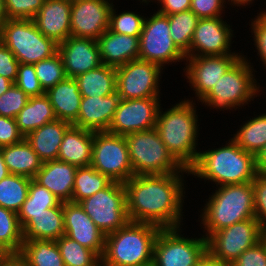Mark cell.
<instances>
[{
    "mask_svg": "<svg viewBox=\"0 0 266 266\" xmlns=\"http://www.w3.org/2000/svg\"><path fill=\"white\" fill-rule=\"evenodd\" d=\"M24 241L58 240L65 233L63 202L40 214H30V220L22 227Z\"/></svg>",
    "mask_w": 266,
    "mask_h": 266,
    "instance_id": "484cf974",
    "label": "cell"
},
{
    "mask_svg": "<svg viewBox=\"0 0 266 266\" xmlns=\"http://www.w3.org/2000/svg\"><path fill=\"white\" fill-rule=\"evenodd\" d=\"M230 140L221 148L199 151L190 174L215 182L216 187L252 182L258 173L255 155Z\"/></svg>",
    "mask_w": 266,
    "mask_h": 266,
    "instance_id": "7a4b0ae2",
    "label": "cell"
},
{
    "mask_svg": "<svg viewBox=\"0 0 266 266\" xmlns=\"http://www.w3.org/2000/svg\"><path fill=\"white\" fill-rule=\"evenodd\" d=\"M229 1H231V3H232V5H235L236 6V4H237V7L238 6H241V5H248V4H250L252 1H254V0H228V2Z\"/></svg>",
    "mask_w": 266,
    "mask_h": 266,
    "instance_id": "91938a15",
    "label": "cell"
},
{
    "mask_svg": "<svg viewBox=\"0 0 266 266\" xmlns=\"http://www.w3.org/2000/svg\"><path fill=\"white\" fill-rule=\"evenodd\" d=\"M180 230V227L160 230L154 243L153 266H195L207 252L204 236L185 238Z\"/></svg>",
    "mask_w": 266,
    "mask_h": 266,
    "instance_id": "8fae6325",
    "label": "cell"
},
{
    "mask_svg": "<svg viewBox=\"0 0 266 266\" xmlns=\"http://www.w3.org/2000/svg\"><path fill=\"white\" fill-rule=\"evenodd\" d=\"M67 77L76 78L102 65L97 40L69 36L58 44Z\"/></svg>",
    "mask_w": 266,
    "mask_h": 266,
    "instance_id": "ffe728a7",
    "label": "cell"
},
{
    "mask_svg": "<svg viewBox=\"0 0 266 266\" xmlns=\"http://www.w3.org/2000/svg\"><path fill=\"white\" fill-rule=\"evenodd\" d=\"M91 166L111 181L125 183L133 177L125 136L93 132Z\"/></svg>",
    "mask_w": 266,
    "mask_h": 266,
    "instance_id": "30bf717a",
    "label": "cell"
},
{
    "mask_svg": "<svg viewBox=\"0 0 266 266\" xmlns=\"http://www.w3.org/2000/svg\"><path fill=\"white\" fill-rule=\"evenodd\" d=\"M0 149L10 174L33 179L42 166L43 162L25 138L19 143Z\"/></svg>",
    "mask_w": 266,
    "mask_h": 266,
    "instance_id": "f1b7e54d",
    "label": "cell"
},
{
    "mask_svg": "<svg viewBox=\"0 0 266 266\" xmlns=\"http://www.w3.org/2000/svg\"><path fill=\"white\" fill-rule=\"evenodd\" d=\"M195 266H228L206 252Z\"/></svg>",
    "mask_w": 266,
    "mask_h": 266,
    "instance_id": "db71d44e",
    "label": "cell"
},
{
    "mask_svg": "<svg viewBox=\"0 0 266 266\" xmlns=\"http://www.w3.org/2000/svg\"><path fill=\"white\" fill-rule=\"evenodd\" d=\"M7 254H0V265L1 263L5 260V258L7 257Z\"/></svg>",
    "mask_w": 266,
    "mask_h": 266,
    "instance_id": "6125c7cd",
    "label": "cell"
},
{
    "mask_svg": "<svg viewBox=\"0 0 266 266\" xmlns=\"http://www.w3.org/2000/svg\"><path fill=\"white\" fill-rule=\"evenodd\" d=\"M77 168L75 165L59 160L47 161L42 163L33 179L47 188L61 202H72Z\"/></svg>",
    "mask_w": 266,
    "mask_h": 266,
    "instance_id": "cb8c5ba5",
    "label": "cell"
},
{
    "mask_svg": "<svg viewBox=\"0 0 266 266\" xmlns=\"http://www.w3.org/2000/svg\"><path fill=\"white\" fill-rule=\"evenodd\" d=\"M45 0H5L8 19H30L39 12Z\"/></svg>",
    "mask_w": 266,
    "mask_h": 266,
    "instance_id": "ee69618b",
    "label": "cell"
},
{
    "mask_svg": "<svg viewBox=\"0 0 266 266\" xmlns=\"http://www.w3.org/2000/svg\"><path fill=\"white\" fill-rule=\"evenodd\" d=\"M110 0H72L71 36L97 40L109 29Z\"/></svg>",
    "mask_w": 266,
    "mask_h": 266,
    "instance_id": "2e32d148",
    "label": "cell"
},
{
    "mask_svg": "<svg viewBox=\"0 0 266 266\" xmlns=\"http://www.w3.org/2000/svg\"><path fill=\"white\" fill-rule=\"evenodd\" d=\"M31 179L9 174L0 181V206L18 213L25 202Z\"/></svg>",
    "mask_w": 266,
    "mask_h": 266,
    "instance_id": "8d00e7d4",
    "label": "cell"
},
{
    "mask_svg": "<svg viewBox=\"0 0 266 266\" xmlns=\"http://www.w3.org/2000/svg\"><path fill=\"white\" fill-rule=\"evenodd\" d=\"M19 132L25 138L33 130L56 120L49 97H29L24 108L15 117Z\"/></svg>",
    "mask_w": 266,
    "mask_h": 266,
    "instance_id": "f546056e",
    "label": "cell"
},
{
    "mask_svg": "<svg viewBox=\"0 0 266 266\" xmlns=\"http://www.w3.org/2000/svg\"><path fill=\"white\" fill-rule=\"evenodd\" d=\"M10 174L6 164L4 163L3 155L0 149V181Z\"/></svg>",
    "mask_w": 266,
    "mask_h": 266,
    "instance_id": "6f0895ef",
    "label": "cell"
},
{
    "mask_svg": "<svg viewBox=\"0 0 266 266\" xmlns=\"http://www.w3.org/2000/svg\"><path fill=\"white\" fill-rule=\"evenodd\" d=\"M24 139L19 132L15 118L0 115V148L21 142Z\"/></svg>",
    "mask_w": 266,
    "mask_h": 266,
    "instance_id": "c3c4849f",
    "label": "cell"
},
{
    "mask_svg": "<svg viewBox=\"0 0 266 266\" xmlns=\"http://www.w3.org/2000/svg\"><path fill=\"white\" fill-rule=\"evenodd\" d=\"M162 67L136 59L116 68V92L120 99L160 98Z\"/></svg>",
    "mask_w": 266,
    "mask_h": 266,
    "instance_id": "5bb4252c",
    "label": "cell"
},
{
    "mask_svg": "<svg viewBox=\"0 0 266 266\" xmlns=\"http://www.w3.org/2000/svg\"><path fill=\"white\" fill-rule=\"evenodd\" d=\"M230 266H266V247L259 241L244 251Z\"/></svg>",
    "mask_w": 266,
    "mask_h": 266,
    "instance_id": "bcb514c9",
    "label": "cell"
},
{
    "mask_svg": "<svg viewBox=\"0 0 266 266\" xmlns=\"http://www.w3.org/2000/svg\"><path fill=\"white\" fill-rule=\"evenodd\" d=\"M27 266H65L56 241H24L18 254Z\"/></svg>",
    "mask_w": 266,
    "mask_h": 266,
    "instance_id": "1f68e13d",
    "label": "cell"
},
{
    "mask_svg": "<svg viewBox=\"0 0 266 266\" xmlns=\"http://www.w3.org/2000/svg\"><path fill=\"white\" fill-rule=\"evenodd\" d=\"M261 229L256 219L234 223L206 238L207 252L230 266L244 251L261 241Z\"/></svg>",
    "mask_w": 266,
    "mask_h": 266,
    "instance_id": "7c38bea8",
    "label": "cell"
},
{
    "mask_svg": "<svg viewBox=\"0 0 266 266\" xmlns=\"http://www.w3.org/2000/svg\"><path fill=\"white\" fill-rule=\"evenodd\" d=\"M0 41L23 64L37 63L58 52V44L44 36L30 19H8L0 27Z\"/></svg>",
    "mask_w": 266,
    "mask_h": 266,
    "instance_id": "ba28073f",
    "label": "cell"
},
{
    "mask_svg": "<svg viewBox=\"0 0 266 266\" xmlns=\"http://www.w3.org/2000/svg\"><path fill=\"white\" fill-rule=\"evenodd\" d=\"M14 83L3 76H0V96L5 93Z\"/></svg>",
    "mask_w": 266,
    "mask_h": 266,
    "instance_id": "9f6ffc18",
    "label": "cell"
},
{
    "mask_svg": "<svg viewBox=\"0 0 266 266\" xmlns=\"http://www.w3.org/2000/svg\"><path fill=\"white\" fill-rule=\"evenodd\" d=\"M111 182L106 175L95 170L91 165L78 167L75 174L72 202L79 203L83 199L103 190Z\"/></svg>",
    "mask_w": 266,
    "mask_h": 266,
    "instance_id": "d590c367",
    "label": "cell"
},
{
    "mask_svg": "<svg viewBox=\"0 0 266 266\" xmlns=\"http://www.w3.org/2000/svg\"><path fill=\"white\" fill-rule=\"evenodd\" d=\"M33 65L39 83L45 92L67 78L64 63L59 52Z\"/></svg>",
    "mask_w": 266,
    "mask_h": 266,
    "instance_id": "ab89813d",
    "label": "cell"
},
{
    "mask_svg": "<svg viewBox=\"0 0 266 266\" xmlns=\"http://www.w3.org/2000/svg\"><path fill=\"white\" fill-rule=\"evenodd\" d=\"M161 3V8L157 11L163 15H171L190 10L191 0H156Z\"/></svg>",
    "mask_w": 266,
    "mask_h": 266,
    "instance_id": "816d5d0a",
    "label": "cell"
},
{
    "mask_svg": "<svg viewBox=\"0 0 266 266\" xmlns=\"http://www.w3.org/2000/svg\"><path fill=\"white\" fill-rule=\"evenodd\" d=\"M241 56L242 54L186 57L188 65L185 68V76L191 88H194L192 90L195 91L196 97L201 101Z\"/></svg>",
    "mask_w": 266,
    "mask_h": 266,
    "instance_id": "e0dca14e",
    "label": "cell"
},
{
    "mask_svg": "<svg viewBox=\"0 0 266 266\" xmlns=\"http://www.w3.org/2000/svg\"><path fill=\"white\" fill-rule=\"evenodd\" d=\"M29 97L15 84L0 96V115L15 118L24 108Z\"/></svg>",
    "mask_w": 266,
    "mask_h": 266,
    "instance_id": "b9f144b4",
    "label": "cell"
},
{
    "mask_svg": "<svg viewBox=\"0 0 266 266\" xmlns=\"http://www.w3.org/2000/svg\"><path fill=\"white\" fill-rule=\"evenodd\" d=\"M141 1V0H140ZM148 1L149 0H142V2H144V3H147L148 4ZM152 1V0H151Z\"/></svg>",
    "mask_w": 266,
    "mask_h": 266,
    "instance_id": "be15d7a7",
    "label": "cell"
},
{
    "mask_svg": "<svg viewBox=\"0 0 266 266\" xmlns=\"http://www.w3.org/2000/svg\"><path fill=\"white\" fill-rule=\"evenodd\" d=\"M134 175L188 173L169 152L156 128L125 135Z\"/></svg>",
    "mask_w": 266,
    "mask_h": 266,
    "instance_id": "8992f818",
    "label": "cell"
},
{
    "mask_svg": "<svg viewBox=\"0 0 266 266\" xmlns=\"http://www.w3.org/2000/svg\"><path fill=\"white\" fill-rule=\"evenodd\" d=\"M232 31L221 17L199 19L185 57L239 54L230 51Z\"/></svg>",
    "mask_w": 266,
    "mask_h": 266,
    "instance_id": "ac0fdd59",
    "label": "cell"
},
{
    "mask_svg": "<svg viewBox=\"0 0 266 266\" xmlns=\"http://www.w3.org/2000/svg\"><path fill=\"white\" fill-rule=\"evenodd\" d=\"M92 146L93 131L71 125L64 134L57 160L76 167L90 166Z\"/></svg>",
    "mask_w": 266,
    "mask_h": 266,
    "instance_id": "d4e9b609",
    "label": "cell"
},
{
    "mask_svg": "<svg viewBox=\"0 0 266 266\" xmlns=\"http://www.w3.org/2000/svg\"><path fill=\"white\" fill-rule=\"evenodd\" d=\"M0 266H27L18 255H8Z\"/></svg>",
    "mask_w": 266,
    "mask_h": 266,
    "instance_id": "11a10c76",
    "label": "cell"
},
{
    "mask_svg": "<svg viewBox=\"0 0 266 266\" xmlns=\"http://www.w3.org/2000/svg\"><path fill=\"white\" fill-rule=\"evenodd\" d=\"M28 97L41 96L45 91L41 87L33 64L20 63L14 82Z\"/></svg>",
    "mask_w": 266,
    "mask_h": 266,
    "instance_id": "7bdbcfd3",
    "label": "cell"
},
{
    "mask_svg": "<svg viewBox=\"0 0 266 266\" xmlns=\"http://www.w3.org/2000/svg\"><path fill=\"white\" fill-rule=\"evenodd\" d=\"M120 100L117 92L105 97H82L78 118L72 125L93 132L107 131Z\"/></svg>",
    "mask_w": 266,
    "mask_h": 266,
    "instance_id": "7402d4cb",
    "label": "cell"
},
{
    "mask_svg": "<svg viewBox=\"0 0 266 266\" xmlns=\"http://www.w3.org/2000/svg\"><path fill=\"white\" fill-rule=\"evenodd\" d=\"M261 241L266 247V227L261 229Z\"/></svg>",
    "mask_w": 266,
    "mask_h": 266,
    "instance_id": "94428289",
    "label": "cell"
},
{
    "mask_svg": "<svg viewBox=\"0 0 266 266\" xmlns=\"http://www.w3.org/2000/svg\"><path fill=\"white\" fill-rule=\"evenodd\" d=\"M160 98L121 99L107 132L125 136L156 127Z\"/></svg>",
    "mask_w": 266,
    "mask_h": 266,
    "instance_id": "9a60e30c",
    "label": "cell"
},
{
    "mask_svg": "<svg viewBox=\"0 0 266 266\" xmlns=\"http://www.w3.org/2000/svg\"><path fill=\"white\" fill-rule=\"evenodd\" d=\"M231 139L243 150L256 156L266 145V113L250 118Z\"/></svg>",
    "mask_w": 266,
    "mask_h": 266,
    "instance_id": "836d02e7",
    "label": "cell"
},
{
    "mask_svg": "<svg viewBox=\"0 0 266 266\" xmlns=\"http://www.w3.org/2000/svg\"><path fill=\"white\" fill-rule=\"evenodd\" d=\"M199 19L191 10L168 15L170 36L184 55L189 52L194 30Z\"/></svg>",
    "mask_w": 266,
    "mask_h": 266,
    "instance_id": "74e56055",
    "label": "cell"
},
{
    "mask_svg": "<svg viewBox=\"0 0 266 266\" xmlns=\"http://www.w3.org/2000/svg\"><path fill=\"white\" fill-rule=\"evenodd\" d=\"M219 187V188H218ZM202 209L205 238L225 227L247 219H255L252 182L217 186Z\"/></svg>",
    "mask_w": 266,
    "mask_h": 266,
    "instance_id": "5b68a950",
    "label": "cell"
},
{
    "mask_svg": "<svg viewBox=\"0 0 266 266\" xmlns=\"http://www.w3.org/2000/svg\"><path fill=\"white\" fill-rule=\"evenodd\" d=\"M71 5L72 0H45L32 20L44 36L60 44L71 36Z\"/></svg>",
    "mask_w": 266,
    "mask_h": 266,
    "instance_id": "44dd1931",
    "label": "cell"
},
{
    "mask_svg": "<svg viewBox=\"0 0 266 266\" xmlns=\"http://www.w3.org/2000/svg\"><path fill=\"white\" fill-rule=\"evenodd\" d=\"M194 105L193 100L188 99L163 113L160 107L155 127L169 152L188 170L195 164L199 154L196 149L199 125Z\"/></svg>",
    "mask_w": 266,
    "mask_h": 266,
    "instance_id": "3957f363",
    "label": "cell"
},
{
    "mask_svg": "<svg viewBox=\"0 0 266 266\" xmlns=\"http://www.w3.org/2000/svg\"><path fill=\"white\" fill-rule=\"evenodd\" d=\"M225 0H191L190 10L200 19L222 17ZM222 11V12H221Z\"/></svg>",
    "mask_w": 266,
    "mask_h": 266,
    "instance_id": "7dc6e473",
    "label": "cell"
},
{
    "mask_svg": "<svg viewBox=\"0 0 266 266\" xmlns=\"http://www.w3.org/2000/svg\"><path fill=\"white\" fill-rule=\"evenodd\" d=\"M115 10L112 6L109 29L118 34L140 36L145 18L131 11H124L118 15Z\"/></svg>",
    "mask_w": 266,
    "mask_h": 266,
    "instance_id": "60d3db41",
    "label": "cell"
},
{
    "mask_svg": "<svg viewBox=\"0 0 266 266\" xmlns=\"http://www.w3.org/2000/svg\"><path fill=\"white\" fill-rule=\"evenodd\" d=\"M64 235L94 251L100 258L106 235L95 225L79 203L63 202Z\"/></svg>",
    "mask_w": 266,
    "mask_h": 266,
    "instance_id": "d6986e66",
    "label": "cell"
},
{
    "mask_svg": "<svg viewBox=\"0 0 266 266\" xmlns=\"http://www.w3.org/2000/svg\"><path fill=\"white\" fill-rule=\"evenodd\" d=\"M160 230L153 224L129 222L106 235L101 266L153 265L154 243Z\"/></svg>",
    "mask_w": 266,
    "mask_h": 266,
    "instance_id": "277c9868",
    "label": "cell"
},
{
    "mask_svg": "<svg viewBox=\"0 0 266 266\" xmlns=\"http://www.w3.org/2000/svg\"><path fill=\"white\" fill-rule=\"evenodd\" d=\"M139 37L105 31L97 39L102 64L117 68L138 59Z\"/></svg>",
    "mask_w": 266,
    "mask_h": 266,
    "instance_id": "603a6c76",
    "label": "cell"
},
{
    "mask_svg": "<svg viewBox=\"0 0 266 266\" xmlns=\"http://www.w3.org/2000/svg\"><path fill=\"white\" fill-rule=\"evenodd\" d=\"M60 202L47 188L31 179L28 196L17 213L21 227L30 220V214L46 212V209L56 207Z\"/></svg>",
    "mask_w": 266,
    "mask_h": 266,
    "instance_id": "d6a6232c",
    "label": "cell"
},
{
    "mask_svg": "<svg viewBox=\"0 0 266 266\" xmlns=\"http://www.w3.org/2000/svg\"><path fill=\"white\" fill-rule=\"evenodd\" d=\"M79 204L105 235L130 222L124 183L112 181L106 188L83 199Z\"/></svg>",
    "mask_w": 266,
    "mask_h": 266,
    "instance_id": "9c48e42d",
    "label": "cell"
},
{
    "mask_svg": "<svg viewBox=\"0 0 266 266\" xmlns=\"http://www.w3.org/2000/svg\"><path fill=\"white\" fill-rule=\"evenodd\" d=\"M23 242L17 213L0 206V250L7 255H18Z\"/></svg>",
    "mask_w": 266,
    "mask_h": 266,
    "instance_id": "e575fe53",
    "label": "cell"
},
{
    "mask_svg": "<svg viewBox=\"0 0 266 266\" xmlns=\"http://www.w3.org/2000/svg\"><path fill=\"white\" fill-rule=\"evenodd\" d=\"M124 186L130 222L149 223L161 229L180 227L185 196L180 173L134 175Z\"/></svg>",
    "mask_w": 266,
    "mask_h": 266,
    "instance_id": "6da1fadb",
    "label": "cell"
},
{
    "mask_svg": "<svg viewBox=\"0 0 266 266\" xmlns=\"http://www.w3.org/2000/svg\"><path fill=\"white\" fill-rule=\"evenodd\" d=\"M243 56L223 74L217 85L201 100L202 104L216 109H237L257 97L260 86L257 87L254 68Z\"/></svg>",
    "mask_w": 266,
    "mask_h": 266,
    "instance_id": "52a82bcc",
    "label": "cell"
},
{
    "mask_svg": "<svg viewBox=\"0 0 266 266\" xmlns=\"http://www.w3.org/2000/svg\"><path fill=\"white\" fill-rule=\"evenodd\" d=\"M255 48L266 68V15L261 11L251 23Z\"/></svg>",
    "mask_w": 266,
    "mask_h": 266,
    "instance_id": "681fc988",
    "label": "cell"
},
{
    "mask_svg": "<svg viewBox=\"0 0 266 266\" xmlns=\"http://www.w3.org/2000/svg\"><path fill=\"white\" fill-rule=\"evenodd\" d=\"M71 125L69 122L56 119L33 130L25 140L43 163L57 160L64 134Z\"/></svg>",
    "mask_w": 266,
    "mask_h": 266,
    "instance_id": "83f0119b",
    "label": "cell"
},
{
    "mask_svg": "<svg viewBox=\"0 0 266 266\" xmlns=\"http://www.w3.org/2000/svg\"><path fill=\"white\" fill-rule=\"evenodd\" d=\"M252 184L254 189L255 219L263 228L266 227V173L258 172Z\"/></svg>",
    "mask_w": 266,
    "mask_h": 266,
    "instance_id": "f6af8a7d",
    "label": "cell"
},
{
    "mask_svg": "<svg viewBox=\"0 0 266 266\" xmlns=\"http://www.w3.org/2000/svg\"><path fill=\"white\" fill-rule=\"evenodd\" d=\"M256 168L260 173H266V145L256 154Z\"/></svg>",
    "mask_w": 266,
    "mask_h": 266,
    "instance_id": "f5cc1de1",
    "label": "cell"
},
{
    "mask_svg": "<svg viewBox=\"0 0 266 266\" xmlns=\"http://www.w3.org/2000/svg\"><path fill=\"white\" fill-rule=\"evenodd\" d=\"M45 94L50 99L56 119L70 124L77 120L82 96L75 78L67 77L49 88Z\"/></svg>",
    "mask_w": 266,
    "mask_h": 266,
    "instance_id": "4316f807",
    "label": "cell"
},
{
    "mask_svg": "<svg viewBox=\"0 0 266 266\" xmlns=\"http://www.w3.org/2000/svg\"><path fill=\"white\" fill-rule=\"evenodd\" d=\"M138 59L155 63L161 67L171 62L185 60V55L172 41L168 15L159 12L145 17L139 37Z\"/></svg>",
    "mask_w": 266,
    "mask_h": 266,
    "instance_id": "4fadbf2b",
    "label": "cell"
},
{
    "mask_svg": "<svg viewBox=\"0 0 266 266\" xmlns=\"http://www.w3.org/2000/svg\"><path fill=\"white\" fill-rule=\"evenodd\" d=\"M56 243L65 266H101V258L89 248L62 235Z\"/></svg>",
    "mask_w": 266,
    "mask_h": 266,
    "instance_id": "f35d334b",
    "label": "cell"
},
{
    "mask_svg": "<svg viewBox=\"0 0 266 266\" xmlns=\"http://www.w3.org/2000/svg\"><path fill=\"white\" fill-rule=\"evenodd\" d=\"M8 20L5 0H0V27Z\"/></svg>",
    "mask_w": 266,
    "mask_h": 266,
    "instance_id": "680465c9",
    "label": "cell"
},
{
    "mask_svg": "<svg viewBox=\"0 0 266 266\" xmlns=\"http://www.w3.org/2000/svg\"><path fill=\"white\" fill-rule=\"evenodd\" d=\"M75 80L82 97H105L116 92V68L105 64L78 75Z\"/></svg>",
    "mask_w": 266,
    "mask_h": 266,
    "instance_id": "4dcf8cb0",
    "label": "cell"
},
{
    "mask_svg": "<svg viewBox=\"0 0 266 266\" xmlns=\"http://www.w3.org/2000/svg\"><path fill=\"white\" fill-rule=\"evenodd\" d=\"M19 61L14 54L0 41V76L16 81Z\"/></svg>",
    "mask_w": 266,
    "mask_h": 266,
    "instance_id": "f907efd6",
    "label": "cell"
}]
</instances>
